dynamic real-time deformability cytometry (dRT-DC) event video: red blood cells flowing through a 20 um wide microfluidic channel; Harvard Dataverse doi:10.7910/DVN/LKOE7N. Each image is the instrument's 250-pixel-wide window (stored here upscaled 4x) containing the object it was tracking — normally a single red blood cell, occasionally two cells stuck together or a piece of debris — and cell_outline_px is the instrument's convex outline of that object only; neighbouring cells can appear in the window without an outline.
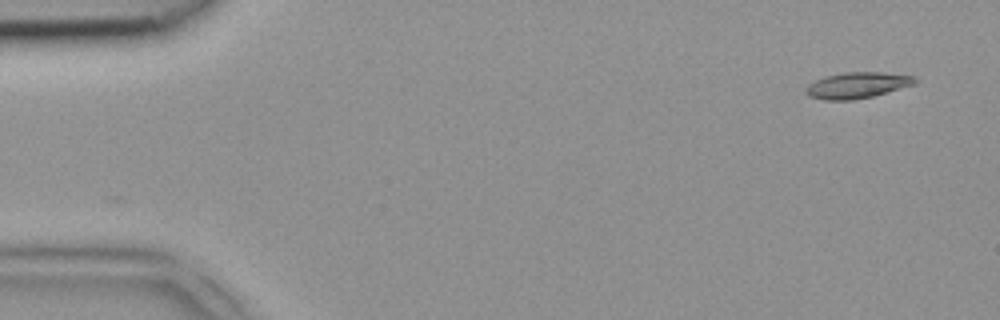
{"species": "common noctule bat (a hibernating species)", "species_latin": "Nyctalus noctula", "temperature_condition": "room temperature", "stored_images_in_passage": 45, "camera_frame_rate_fps": 3000, "um_per_image_px": 0.085, "animal": {"sex": "female", "body_mass_g": 18.4}, "frame": {"image": 1, "passage_image": 1, "time_ms": 0.0, "image_size_px": [1000, 320], "cell_outline_px": [[920, 80], [916, 84], [872, 96], [852, 100], [824, 100], [808, 96], [804, 92], [808, 84], [824, 76], [844, 72], [884, 72], [912, 76]], "centroid_in_image_um": [72.85, 7.24], "position_along_channel_um": 12.1, "area_um2": 16.65}}
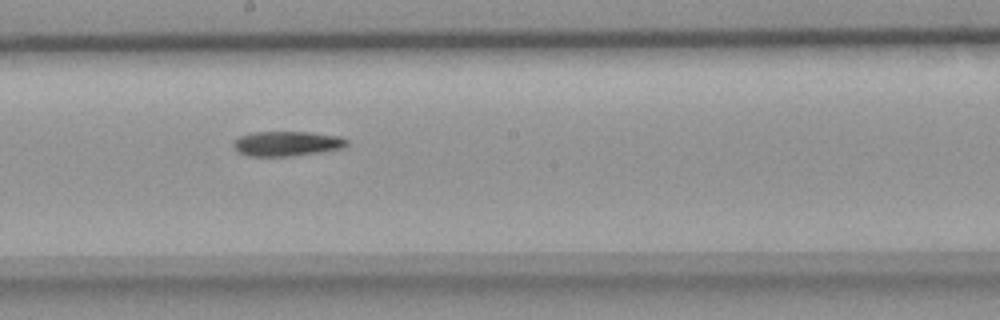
{"frame": {"image": 2, "passage_image": 24, "time_ms": 7.667, "image_size_px": [1000, 320], "cell_outline_px": [[348, 144], [344, 148], [288, 156], [248, 156], [240, 152], [232, 144], [240, 136], [256, 132], [308, 132], [340, 136], [348, 140]], "centroid_in_image_um": [24.42, 12.2], "position_along_channel_um": 223.8, "area_um2": 16.13}}
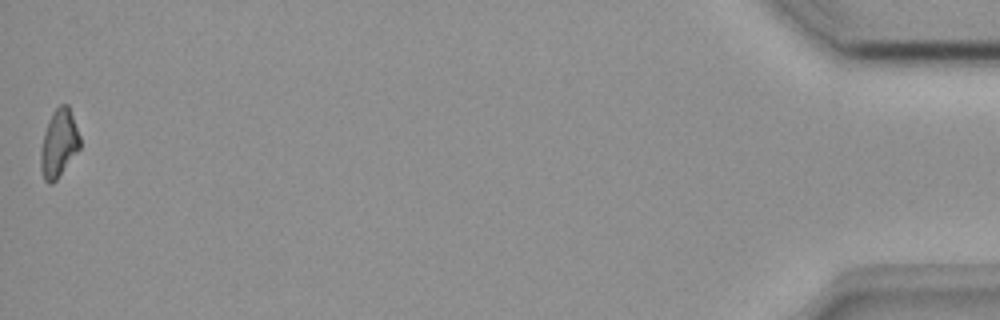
{"frame": {"image": 3, "passage_image": 45, "time_ms": 14.667, "image_size_px": [1000, 320], "cell_outline_px": [[80, 148], [56, 180], [52, 184], [48, 184], [44, 180], [40, 168], [40, 148], [44, 132], [48, 120], [52, 112], [60, 104], [68, 104], [80, 136]], "centroid_in_image_um": [4.98, 12.19], "position_along_channel_um": 430.2, "area_um2": 15.61}}